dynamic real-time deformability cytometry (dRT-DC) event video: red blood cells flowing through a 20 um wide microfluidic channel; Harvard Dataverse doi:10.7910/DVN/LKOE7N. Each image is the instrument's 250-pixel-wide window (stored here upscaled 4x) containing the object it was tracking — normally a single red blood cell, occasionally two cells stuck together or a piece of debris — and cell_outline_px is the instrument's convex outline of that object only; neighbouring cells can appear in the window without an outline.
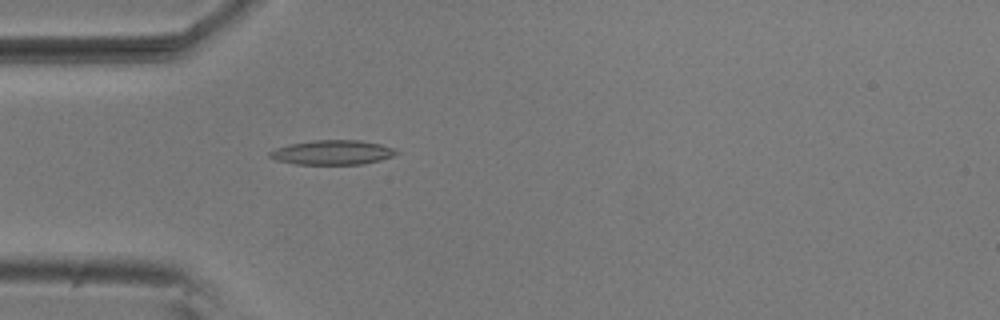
{"species": "common noctule bat (a hibernating species)", "species_latin": "Nyctalus noctula", "temperature_condition": "room temperature", "stored_images_in_passage": 4, "camera_frame_rate_fps": 3000, "um_per_image_px": 0.085, "animal": {"sex": "male", "body_mass_g": 20.5, "forearm_length_mm": 52.5}, "frame": {"image": 1, "passage_image": 4, "time_ms": 1.0, "image_size_px": [1000, 320], "cell_outline_px": [[400, 152], [392, 156], [380, 160], [364, 164], [296, 164], [276, 160], [268, 156], [268, 152], [276, 148], [288, 144], [312, 140], [360, 140], [380, 144], [396, 148]], "centroid_in_image_um": [28.26, 12.95], "position_along_channel_um": 56.7, "area_um2": 18.21}}